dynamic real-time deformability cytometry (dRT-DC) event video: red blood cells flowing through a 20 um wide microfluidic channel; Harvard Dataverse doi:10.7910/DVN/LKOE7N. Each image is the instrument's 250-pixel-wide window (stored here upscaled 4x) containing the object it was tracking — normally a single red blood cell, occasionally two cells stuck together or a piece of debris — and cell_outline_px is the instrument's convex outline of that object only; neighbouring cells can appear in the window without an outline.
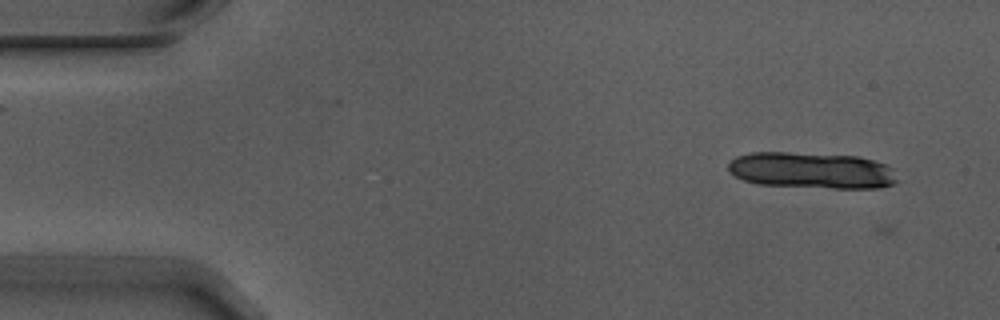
{"species": "Egyptian fruit bat (a non-hibernating species)", "species_latin": "Rousettus aegyptiacus", "temperature_condition": "warm", "stored_images_in_passage": 5, "camera_frame_rate_fps": 3000, "um_per_image_px": 0.085, "animal": {"sex": "male"}, "frame": {"image": 1, "passage_image": 2, "time_ms": 0.333, "image_size_px": [1000, 320], "cell_outline_px": [[900, 180], [892, 184], [880, 188], [832, 188], [760, 184], [744, 180], [728, 172], [728, 160], [736, 156], [752, 152], [788, 152], [856, 156], [872, 160], [884, 164], [892, 168]], "centroid_in_image_um": [68.98, 14.48], "position_along_channel_um": 16.0, "area_um2": 35.89}}